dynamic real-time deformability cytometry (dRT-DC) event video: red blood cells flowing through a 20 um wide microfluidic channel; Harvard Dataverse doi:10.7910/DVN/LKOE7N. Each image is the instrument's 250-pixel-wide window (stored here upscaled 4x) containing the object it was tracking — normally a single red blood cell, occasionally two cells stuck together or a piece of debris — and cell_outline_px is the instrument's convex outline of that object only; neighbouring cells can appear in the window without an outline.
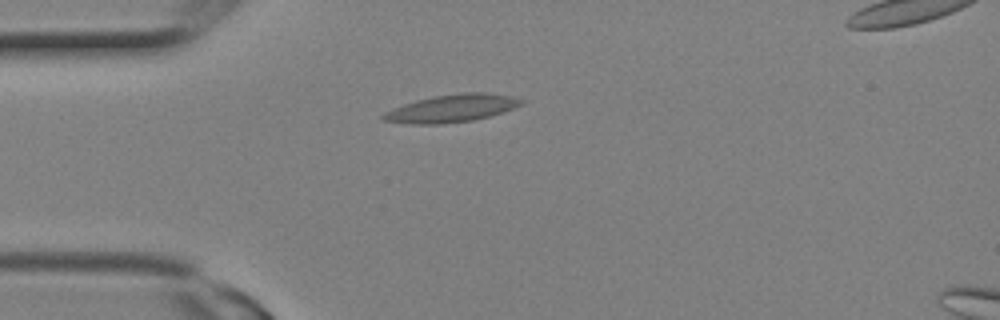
{"species": "Egyptian fruit bat (a non-hibernating species)", "species_latin": "Rousettus aegyptiacus", "temperature_condition": "room temperature", "stored_images_in_passage": 11, "camera_frame_rate_fps": 3000, "um_per_image_px": 0.085, "animal": {"sex": "female"}, "frame": {"image": 1, "passage_image": 7, "time_ms": 2.0, "image_size_px": [1000, 320], "cell_outline_px": [[524, 104], [504, 112], [472, 120], [440, 124], [408, 124], [384, 120], [380, 116], [384, 112], [392, 108], [416, 100], [432, 96], [464, 92], [484, 92], [512, 96], [524, 100]], "centroid_in_image_um": [38.4, 9.2], "position_along_channel_um": 46.6, "area_um2": 22.31}}
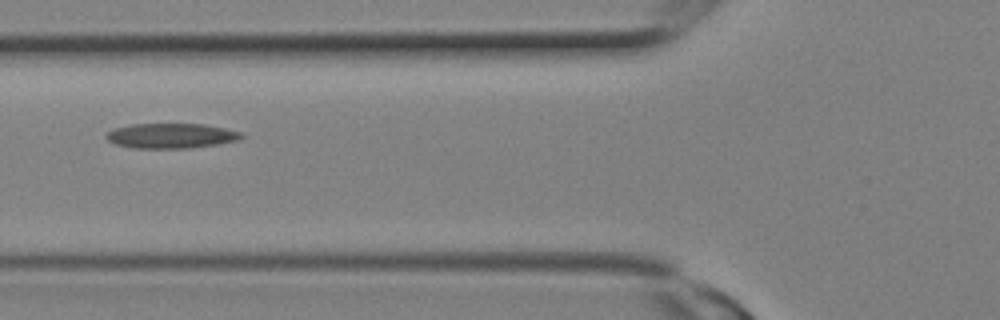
{"frame": {"image": 2, "passage_image": 10, "time_ms": 3.0, "image_size_px": [1000, 320], "cell_outline_px": [[244, 136], [240, 140], [192, 148], [132, 148], [116, 144], [108, 140], [104, 136], [112, 128], [132, 124], [204, 124], [224, 128], [240, 132]], "centroid_in_image_um": [14.52, 11.54], "position_along_channel_um": 111.3, "area_um2": 19.71}}